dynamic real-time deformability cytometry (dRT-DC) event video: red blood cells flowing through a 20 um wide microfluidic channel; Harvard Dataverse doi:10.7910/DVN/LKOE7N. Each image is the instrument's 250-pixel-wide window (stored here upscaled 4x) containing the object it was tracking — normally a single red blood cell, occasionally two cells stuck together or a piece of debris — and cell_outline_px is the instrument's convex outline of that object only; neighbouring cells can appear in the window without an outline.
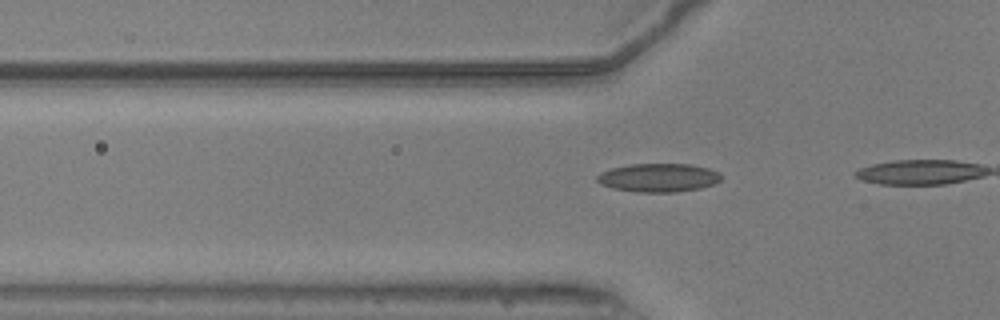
{"species": "common noctule bat (a hibernating species)", "species_latin": "Nyctalus noctula", "temperature_condition": "warm", "stored_images_in_passage": 14, "camera_frame_rate_fps": 3000, "um_per_image_px": 0.085, "animal": {"sex": "male", "body_mass_g": 20.5, "forearm_length_mm": 52.5}, "frame": {"image": 1, "passage_image": 12, "time_ms": 3.667, "image_size_px": [1000, 320], "cell_outline_px": [[720, 180], [712, 184], [700, 188], [676, 192], [636, 192], [612, 188], [600, 184], [596, 180], [596, 176], [600, 172], [612, 168], [628, 164], [692, 164], [708, 168], [720, 172]], "centroid_in_image_um": [55.94, 15.1], "position_along_channel_um": 69.9, "area_um2": 20.69}}